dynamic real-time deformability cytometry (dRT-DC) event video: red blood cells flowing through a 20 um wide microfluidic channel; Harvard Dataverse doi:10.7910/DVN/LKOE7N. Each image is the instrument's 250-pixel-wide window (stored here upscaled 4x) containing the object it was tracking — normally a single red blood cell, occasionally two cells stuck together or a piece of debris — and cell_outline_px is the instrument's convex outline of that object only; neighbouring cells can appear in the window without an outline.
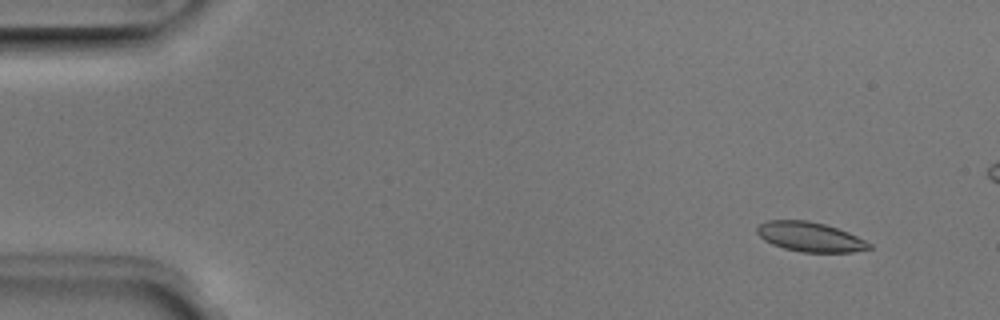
{"species": "Egyptian fruit bat (a non-hibernating species)", "species_latin": "Rousettus aegyptiacus", "temperature_condition": "room temperature", "stored_images_in_passage": 6, "camera_frame_rate_fps": 3000, "um_per_image_px": 0.085, "animal": {"sex": "male"}, "frame": {"image": 1, "passage_image": 2, "time_ms": 0.333, "image_size_px": [1000, 320], "cell_outline_px": [[872, 248], [852, 252], [800, 252], [784, 248], [772, 244], [764, 240], [756, 232], [756, 228], [760, 224], [768, 220], [808, 220], [824, 224], [848, 232], [872, 244]], "centroid_in_image_um": [68.84, 20.13], "position_along_channel_um": 16.2, "area_um2": 19.25}}